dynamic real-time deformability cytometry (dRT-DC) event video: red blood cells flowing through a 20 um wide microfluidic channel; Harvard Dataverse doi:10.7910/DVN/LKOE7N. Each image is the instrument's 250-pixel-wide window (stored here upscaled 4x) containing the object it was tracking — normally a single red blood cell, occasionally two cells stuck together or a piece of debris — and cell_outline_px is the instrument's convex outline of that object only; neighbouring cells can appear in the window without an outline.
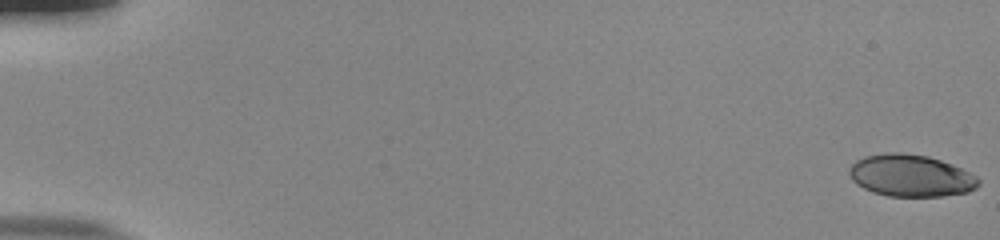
{"species": "human", "species_latin": "Homo sapiens", "temperature_condition": "room temperature", "stored_images_in_passage": 55, "camera_frame_rate_fps": 3000, "um_per_image_px": 0.085, "donor": {"sex": "male"}, "frame": {"image": 1, "passage_image": 1, "time_ms": 0.0, "image_size_px": [1000, 240], "cell_outline_px": [[980, 184], [976, 188], [968, 192], [944, 196], [888, 196], [872, 192], [856, 184], [852, 180], [848, 172], [848, 168], [856, 160], [864, 156], [888, 152], [900, 152], [928, 156], [952, 164], [976, 176], [980, 180]], "centroid_in_image_um": [77.4, 14.93], "position_along_channel_um": 7.6, "area_um2": 31.79}}
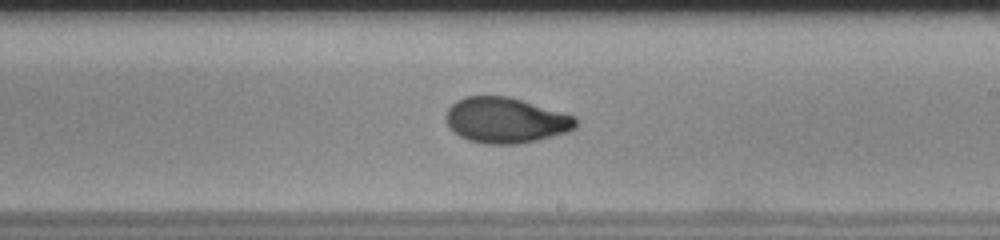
{"frame": {"image": 2, "passage_image": 34, "time_ms": 11.0, "image_size_px": [1000, 240], "cell_outline_px": [[576, 128], [568, 132], [520, 144], [484, 144], [468, 140], [460, 136], [448, 124], [444, 116], [448, 108], [456, 100], [464, 96], [508, 96], [576, 116]], "centroid_in_image_um": [42.98, 10.22], "position_along_channel_um": 246.0, "area_um2": 34.45}}
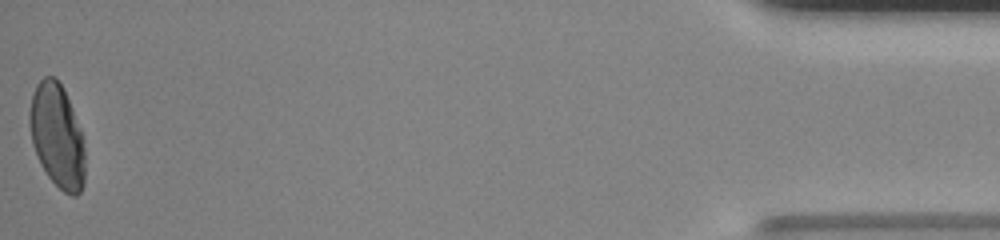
{"frame": {"image": 3, "passage_image": 55, "time_ms": 18.0, "image_size_px": [1000, 240], "cell_outline_px": [[84, 184], [80, 192], [76, 196], [72, 196], [64, 192], [48, 176], [40, 164], [32, 144], [28, 124], [28, 112], [32, 96], [36, 84], [44, 76], [56, 76], [64, 88], [80, 128], [84, 140]], "centroid_in_image_um": [4.84, 11.52], "position_along_channel_um": 430.4, "area_um2": 33.87}, "authors_computed_cell_mechanics": {"area_um2": 33.9286, "velocity_mm_per_s": 3.8612, "shape_relaxation_time_tau1_ms": 7.6183, "shape_relaxation_time_tau2_ms": 1.0903, "deformation_change_tau1": 0.2411, "deformation_change_tau2": 0.0485}}